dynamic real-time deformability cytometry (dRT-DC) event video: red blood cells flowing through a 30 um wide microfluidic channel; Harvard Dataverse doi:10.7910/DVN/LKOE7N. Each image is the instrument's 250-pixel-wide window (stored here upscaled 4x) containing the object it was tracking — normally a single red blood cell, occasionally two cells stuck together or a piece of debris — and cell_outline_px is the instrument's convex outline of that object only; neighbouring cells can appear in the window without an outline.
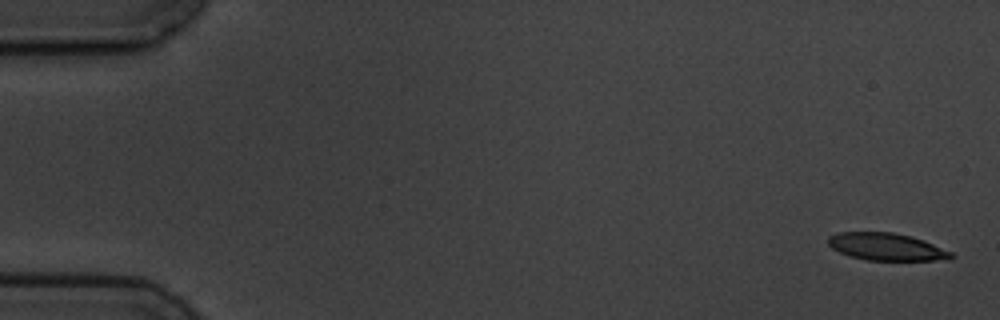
{"species": "common noctule bat (a hibernating species)", "species_latin": "Nyctalus noctula", "temperature_condition": "cold", "stored_images_in_passage": 6, "camera_frame_rate_fps": 3000, "um_per_image_px": 0.085, "animal": {"sex": "male", "body_mass_g": 19.5, "forearm_length_mm": 54.6}, "frame": {"image": 1, "passage_image": 1, "time_ms": 0.0, "image_size_px": [1000, 320], "cell_outline_px": [[956, 256], [948, 260], [864, 260], [840, 252], [832, 248], [828, 244], [828, 236], [836, 232], [892, 232], [924, 240], [952, 252]], "centroid_in_image_um": [75.36, 20.98], "position_along_channel_um": 9.6, "area_um2": 19.59}}